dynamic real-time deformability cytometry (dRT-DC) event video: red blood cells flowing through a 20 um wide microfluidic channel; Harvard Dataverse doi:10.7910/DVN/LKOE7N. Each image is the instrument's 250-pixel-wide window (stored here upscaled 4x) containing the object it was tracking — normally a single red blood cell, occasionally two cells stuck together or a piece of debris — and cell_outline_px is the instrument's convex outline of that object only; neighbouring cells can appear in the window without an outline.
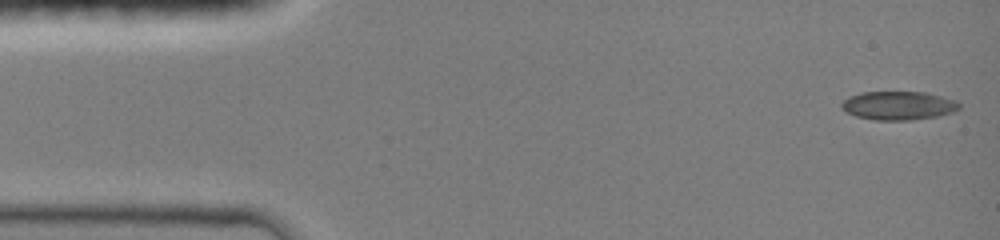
{"species": "common noctule bat (a hibernating species)", "species_latin": "Nyctalus noctula", "temperature_condition": "room temperature", "stored_images_in_passage": 61, "camera_frame_rate_fps": 3000, "um_per_image_px": 0.085, "animal": {"sex": "female", "body_mass_g": 19.0, "forearm_length_mm": 51.5}, "frame": {"image": 1, "passage_image": 1, "time_ms": 0.0, "image_size_px": [1000, 240], "cell_outline_px": [[960, 108], [952, 112], [936, 116], [912, 120], [876, 120], [856, 116], [840, 108], [840, 104], [848, 96], [860, 92], [924, 92], [956, 100], [960, 104]], "centroid_in_image_um": [76.34, 8.97], "position_along_channel_um": 8.7, "area_um2": 19.59}}
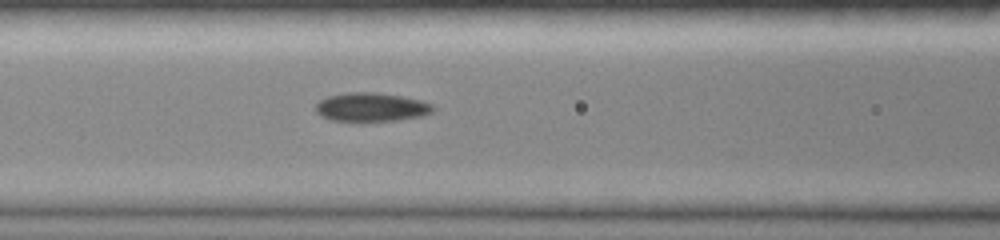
{"frame": {"image": 2, "passage_image": 31, "time_ms": 5.667, "image_size_px": [1000, 240], "cell_outline_px": [[432, 112], [420, 116], [396, 120], [332, 120], [320, 116], [316, 112], [316, 104], [320, 100], [328, 96], [348, 92], [376, 92], [404, 96], [420, 100], [432, 104]], "centroid_in_image_um": [31.54, 9.08], "position_along_channel_um": 135.1, "area_um2": 19.36}}
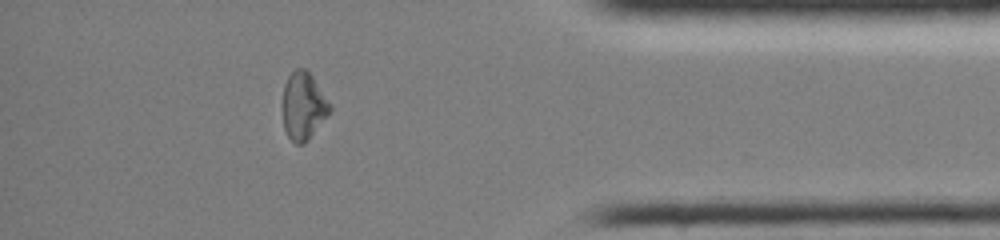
{"frame": {"image": 3, "passage_image": 52, "time_ms": 12.667, "image_size_px": [1000, 240], "cell_outline_px": [[332, 112], [308, 140], [304, 144], [296, 144], [288, 136], [284, 128], [284, 84], [288, 76], [296, 68], [304, 68], [312, 76], [332, 104]], "centroid_in_image_um": [25.84, 9.02], "position_along_channel_um": 409.4, "area_um2": 18.61}, "authors_computed_cell_mechanics": {"area_um2": 19.3052, "velocity_mm_per_s": 4.2068, "shape_relaxation_time_tau1_ms": 6.2345, "shape_relaxation_time_tau2_ms": null, "deformation_change_tau1": 0.1569, "deformation_change_tau2": null}}